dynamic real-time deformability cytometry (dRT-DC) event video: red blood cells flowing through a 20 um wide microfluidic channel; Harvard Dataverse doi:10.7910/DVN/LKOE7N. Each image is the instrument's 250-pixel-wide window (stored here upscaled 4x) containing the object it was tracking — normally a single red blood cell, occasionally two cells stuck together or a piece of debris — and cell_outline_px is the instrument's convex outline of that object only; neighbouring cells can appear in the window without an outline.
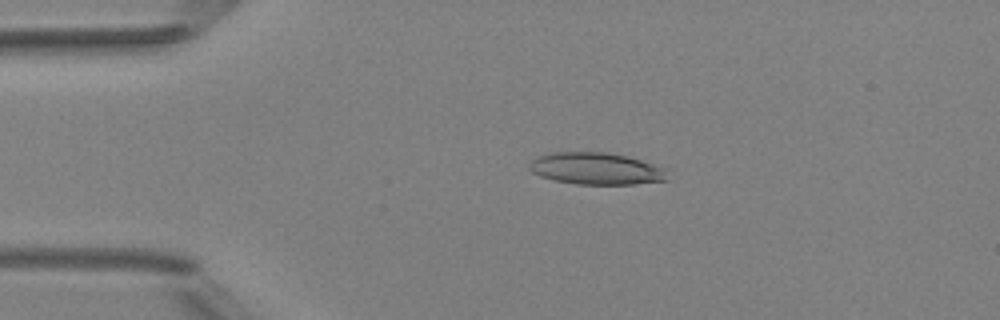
{"species": "Egyptian fruit bat (a non-hibernating species)", "species_latin": "Rousettus aegyptiacus", "temperature_condition": "room temperature", "stored_images_in_passage": 4, "camera_frame_rate_fps": 3000, "um_per_image_px": 0.085, "animal": {"sex": "female"}, "frame": {"image": 1, "passage_image": 3, "time_ms": 3.333, "image_size_px": [1000, 320], "cell_outline_px": [[668, 180], [636, 184], [576, 184], [556, 180], [540, 176], [532, 172], [528, 168], [528, 164], [536, 156], [548, 152], [608, 152], [628, 156], [668, 168]], "centroid_in_image_um": [50.7, 14.32], "position_along_channel_um": 34.3, "area_um2": 26.13}}